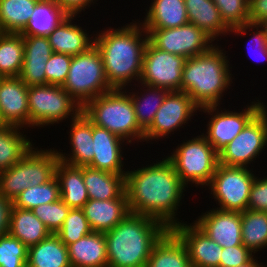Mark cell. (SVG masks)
<instances>
[{
  "label": "cell",
  "instance_id": "6da1fadb",
  "mask_svg": "<svg viewBox=\"0 0 267 267\" xmlns=\"http://www.w3.org/2000/svg\"><path fill=\"white\" fill-rule=\"evenodd\" d=\"M174 165L168 158L125 173V193L132 214L152 217L172 229L183 190Z\"/></svg>",
  "mask_w": 267,
  "mask_h": 267
},
{
  "label": "cell",
  "instance_id": "7a4b0ae2",
  "mask_svg": "<svg viewBox=\"0 0 267 267\" xmlns=\"http://www.w3.org/2000/svg\"><path fill=\"white\" fill-rule=\"evenodd\" d=\"M130 24L115 30L109 28L94 37V44L103 59L107 82L113 89H124L132 80L139 81L141 76L148 33L141 23L138 25L135 21Z\"/></svg>",
  "mask_w": 267,
  "mask_h": 267
},
{
  "label": "cell",
  "instance_id": "3957f363",
  "mask_svg": "<svg viewBox=\"0 0 267 267\" xmlns=\"http://www.w3.org/2000/svg\"><path fill=\"white\" fill-rule=\"evenodd\" d=\"M168 230L152 217L130 213L104 233L107 267H145L154 245Z\"/></svg>",
  "mask_w": 267,
  "mask_h": 267
},
{
  "label": "cell",
  "instance_id": "277c9868",
  "mask_svg": "<svg viewBox=\"0 0 267 267\" xmlns=\"http://www.w3.org/2000/svg\"><path fill=\"white\" fill-rule=\"evenodd\" d=\"M223 50L209 51L187 58L182 70L181 91L199 107L218 106L222 93L230 86L231 71Z\"/></svg>",
  "mask_w": 267,
  "mask_h": 267
},
{
  "label": "cell",
  "instance_id": "5b68a950",
  "mask_svg": "<svg viewBox=\"0 0 267 267\" xmlns=\"http://www.w3.org/2000/svg\"><path fill=\"white\" fill-rule=\"evenodd\" d=\"M122 90L111 89L88 101L82 112L92 124L106 128L128 143L132 138L144 140V131L138 125L133 102L129 94Z\"/></svg>",
  "mask_w": 267,
  "mask_h": 267
},
{
  "label": "cell",
  "instance_id": "8992f818",
  "mask_svg": "<svg viewBox=\"0 0 267 267\" xmlns=\"http://www.w3.org/2000/svg\"><path fill=\"white\" fill-rule=\"evenodd\" d=\"M80 106L113 89L107 82L103 59L95 44L72 56L66 82L62 86Z\"/></svg>",
  "mask_w": 267,
  "mask_h": 267
},
{
  "label": "cell",
  "instance_id": "52a82bcc",
  "mask_svg": "<svg viewBox=\"0 0 267 267\" xmlns=\"http://www.w3.org/2000/svg\"><path fill=\"white\" fill-rule=\"evenodd\" d=\"M167 158L174 165L175 172L185 186L189 182L197 186H207L219 164L218 152L203 135L183 142Z\"/></svg>",
  "mask_w": 267,
  "mask_h": 267
},
{
  "label": "cell",
  "instance_id": "ba28073f",
  "mask_svg": "<svg viewBox=\"0 0 267 267\" xmlns=\"http://www.w3.org/2000/svg\"><path fill=\"white\" fill-rule=\"evenodd\" d=\"M29 126L54 124L71 114V120L81 112L82 106L59 85H31L28 90ZM73 112V113H72Z\"/></svg>",
  "mask_w": 267,
  "mask_h": 267
},
{
  "label": "cell",
  "instance_id": "9c48e42d",
  "mask_svg": "<svg viewBox=\"0 0 267 267\" xmlns=\"http://www.w3.org/2000/svg\"><path fill=\"white\" fill-rule=\"evenodd\" d=\"M254 179V173L246 167L218 164L208 186L213 197L218 200L219 209L243 212L247 210Z\"/></svg>",
  "mask_w": 267,
  "mask_h": 267
},
{
  "label": "cell",
  "instance_id": "30bf717a",
  "mask_svg": "<svg viewBox=\"0 0 267 267\" xmlns=\"http://www.w3.org/2000/svg\"><path fill=\"white\" fill-rule=\"evenodd\" d=\"M267 146V110L264 107L246 127L221 150L219 164L248 167Z\"/></svg>",
  "mask_w": 267,
  "mask_h": 267
},
{
  "label": "cell",
  "instance_id": "8fae6325",
  "mask_svg": "<svg viewBox=\"0 0 267 267\" xmlns=\"http://www.w3.org/2000/svg\"><path fill=\"white\" fill-rule=\"evenodd\" d=\"M149 42L159 50L191 58L209 51L214 41L202 29L192 23L168 29H144Z\"/></svg>",
  "mask_w": 267,
  "mask_h": 267
},
{
  "label": "cell",
  "instance_id": "7c38bea8",
  "mask_svg": "<svg viewBox=\"0 0 267 267\" xmlns=\"http://www.w3.org/2000/svg\"><path fill=\"white\" fill-rule=\"evenodd\" d=\"M185 61V57L159 50L148 41L144 51L140 83L169 91H181Z\"/></svg>",
  "mask_w": 267,
  "mask_h": 267
},
{
  "label": "cell",
  "instance_id": "4fadbf2b",
  "mask_svg": "<svg viewBox=\"0 0 267 267\" xmlns=\"http://www.w3.org/2000/svg\"><path fill=\"white\" fill-rule=\"evenodd\" d=\"M217 106H206L199 110L211 115L216 112L208 121L207 134H203L208 143L219 153L230 143L246 125L265 107L263 102H252L244 112L216 111Z\"/></svg>",
  "mask_w": 267,
  "mask_h": 267
},
{
  "label": "cell",
  "instance_id": "5bb4252c",
  "mask_svg": "<svg viewBox=\"0 0 267 267\" xmlns=\"http://www.w3.org/2000/svg\"><path fill=\"white\" fill-rule=\"evenodd\" d=\"M199 107L184 91H169L157 110L151 126L144 132V140L166 137L181 127L194 115Z\"/></svg>",
  "mask_w": 267,
  "mask_h": 267
},
{
  "label": "cell",
  "instance_id": "9a60e30c",
  "mask_svg": "<svg viewBox=\"0 0 267 267\" xmlns=\"http://www.w3.org/2000/svg\"><path fill=\"white\" fill-rule=\"evenodd\" d=\"M28 90L19 77H0V125L29 127Z\"/></svg>",
  "mask_w": 267,
  "mask_h": 267
},
{
  "label": "cell",
  "instance_id": "2e32d148",
  "mask_svg": "<svg viewBox=\"0 0 267 267\" xmlns=\"http://www.w3.org/2000/svg\"><path fill=\"white\" fill-rule=\"evenodd\" d=\"M185 245L193 267H219L222 249L194 223H179L171 229Z\"/></svg>",
  "mask_w": 267,
  "mask_h": 267
},
{
  "label": "cell",
  "instance_id": "e0dca14e",
  "mask_svg": "<svg viewBox=\"0 0 267 267\" xmlns=\"http://www.w3.org/2000/svg\"><path fill=\"white\" fill-rule=\"evenodd\" d=\"M210 211L203 213L194 224L223 248L243 245L241 212L218 208Z\"/></svg>",
  "mask_w": 267,
  "mask_h": 267
},
{
  "label": "cell",
  "instance_id": "ac0fdd59",
  "mask_svg": "<svg viewBox=\"0 0 267 267\" xmlns=\"http://www.w3.org/2000/svg\"><path fill=\"white\" fill-rule=\"evenodd\" d=\"M24 59L19 78L27 85H46L45 66L54 53L47 36L23 35Z\"/></svg>",
  "mask_w": 267,
  "mask_h": 267
},
{
  "label": "cell",
  "instance_id": "d6986e66",
  "mask_svg": "<svg viewBox=\"0 0 267 267\" xmlns=\"http://www.w3.org/2000/svg\"><path fill=\"white\" fill-rule=\"evenodd\" d=\"M81 209L92 231L100 233L110 231L131 213L125 192L116 199H89Z\"/></svg>",
  "mask_w": 267,
  "mask_h": 267
},
{
  "label": "cell",
  "instance_id": "ffe728a7",
  "mask_svg": "<svg viewBox=\"0 0 267 267\" xmlns=\"http://www.w3.org/2000/svg\"><path fill=\"white\" fill-rule=\"evenodd\" d=\"M93 141L94 157L87 166L100 171L125 174L126 172L122 168V150L120 147L124 139L106 128L93 124Z\"/></svg>",
  "mask_w": 267,
  "mask_h": 267
},
{
  "label": "cell",
  "instance_id": "44dd1931",
  "mask_svg": "<svg viewBox=\"0 0 267 267\" xmlns=\"http://www.w3.org/2000/svg\"><path fill=\"white\" fill-rule=\"evenodd\" d=\"M71 155L66 157L57 152L60 161L72 166H87L94 157L93 153V124L81 112L75 119H72L70 131Z\"/></svg>",
  "mask_w": 267,
  "mask_h": 267
},
{
  "label": "cell",
  "instance_id": "7402d4cb",
  "mask_svg": "<svg viewBox=\"0 0 267 267\" xmlns=\"http://www.w3.org/2000/svg\"><path fill=\"white\" fill-rule=\"evenodd\" d=\"M75 15H67L47 36L54 53L78 55L94 45V39L71 21ZM90 40V41H89Z\"/></svg>",
  "mask_w": 267,
  "mask_h": 267
},
{
  "label": "cell",
  "instance_id": "603a6c76",
  "mask_svg": "<svg viewBox=\"0 0 267 267\" xmlns=\"http://www.w3.org/2000/svg\"><path fill=\"white\" fill-rule=\"evenodd\" d=\"M71 267H107L106 237L92 231L68 246Z\"/></svg>",
  "mask_w": 267,
  "mask_h": 267
},
{
  "label": "cell",
  "instance_id": "cb8c5ba5",
  "mask_svg": "<svg viewBox=\"0 0 267 267\" xmlns=\"http://www.w3.org/2000/svg\"><path fill=\"white\" fill-rule=\"evenodd\" d=\"M145 267H193L185 245L169 229L154 245Z\"/></svg>",
  "mask_w": 267,
  "mask_h": 267
},
{
  "label": "cell",
  "instance_id": "d4e9b609",
  "mask_svg": "<svg viewBox=\"0 0 267 267\" xmlns=\"http://www.w3.org/2000/svg\"><path fill=\"white\" fill-rule=\"evenodd\" d=\"M82 176L89 199H116L125 192V174H115L82 166Z\"/></svg>",
  "mask_w": 267,
  "mask_h": 267
},
{
  "label": "cell",
  "instance_id": "484cf974",
  "mask_svg": "<svg viewBox=\"0 0 267 267\" xmlns=\"http://www.w3.org/2000/svg\"><path fill=\"white\" fill-rule=\"evenodd\" d=\"M55 176L59 182L60 198L70 208H82L89 200L82 176V166H72L59 160Z\"/></svg>",
  "mask_w": 267,
  "mask_h": 267
},
{
  "label": "cell",
  "instance_id": "4316f807",
  "mask_svg": "<svg viewBox=\"0 0 267 267\" xmlns=\"http://www.w3.org/2000/svg\"><path fill=\"white\" fill-rule=\"evenodd\" d=\"M142 26L144 29H168L189 22L184 0H154Z\"/></svg>",
  "mask_w": 267,
  "mask_h": 267
},
{
  "label": "cell",
  "instance_id": "83f0119b",
  "mask_svg": "<svg viewBox=\"0 0 267 267\" xmlns=\"http://www.w3.org/2000/svg\"><path fill=\"white\" fill-rule=\"evenodd\" d=\"M189 23L202 29L213 40L218 35H225L230 28L220 16L213 0H184Z\"/></svg>",
  "mask_w": 267,
  "mask_h": 267
},
{
  "label": "cell",
  "instance_id": "f1b7e54d",
  "mask_svg": "<svg viewBox=\"0 0 267 267\" xmlns=\"http://www.w3.org/2000/svg\"><path fill=\"white\" fill-rule=\"evenodd\" d=\"M9 234L18 238L27 248L38 244L51 233L32 210L12 208Z\"/></svg>",
  "mask_w": 267,
  "mask_h": 267
},
{
  "label": "cell",
  "instance_id": "f546056e",
  "mask_svg": "<svg viewBox=\"0 0 267 267\" xmlns=\"http://www.w3.org/2000/svg\"><path fill=\"white\" fill-rule=\"evenodd\" d=\"M27 267H71L68 247L57 234H50L28 248Z\"/></svg>",
  "mask_w": 267,
  "mask_h": 267
},
{
  "label": "cell",
  "instance_id": "4dcf8cb0",
  "mask_svg": "<svg viewBox=\"0 0 267 267\" xmlns=\"http://www.w3.org/2000/svg\"><path fill=\"white\" fill-rule=\"evenodd\" d=\"M24 156V171L27 187L37 186L50 181L55 176L59 162L57 151L33 150Z\"/></svg>",
  "mask_w": 267,
  "mask_h": 267
},
{
  "label": "cell",
  "instance_id": "1f68e13d",
  "mask_svg": "<svg viewBox=\"0 0 267 267\" xmlns=\"http://www.w3.org/2000/svg\"><path fill=\"white\" fill-rule=\"evenodd\" d=\"M39 0H0V33L21 34Z\"/></svg>",
  "mask_w": 267,
  "mask_h": 267
},
{
  "label": "cell",
  "instance_id": "d6a6232c",
  "mask_svg": "<svg viewBox=\"0 0 267 267\" xmlns=\"http://www.w3.org/2000/svg\"><path fill=\"white\" fill-rule=\"evenodd\" d=\"M19 128L0 125V171L18 163L32 149V143L23 137Z\"/></svg>",
  "mask_w": 267,
  "mask_h": 267
},
{
  "label": "cell",
  "instance_id": "836d02e7",
  "mask_svg": "<svg viewBox=\"0 0 267 267\" xmlns=\"http://www.w3.org/2000/svg\"><path fill=\"white\" fill-rule=\"evenodd\" d=\"M67 16L54 0H39L22 35L48 36Z\"/></svg>",
  "mask_w": 267,
  "mask_h": 267
},
{
  "label": "cell",
  "instance_id": "e575fe53",
  "mask_svg": "<svg viewBox=\"0 0 267 267\" xmlns=\"http://www.w3.org/2000/svg\"><path fill=\"white\" fill-rule=\"evenodd\" d=\"M23 59V35L0 33V77H19Z\"/></svg>",
  "mask_w": 267,
  "mask_h": 267
},
{
  "label": "cell",
  "instance_id": "d590c367",
  "mask_svg": "<svg viewBox=\"0 0 267 267\" xmlns=\"http://www.w3.org/2000/svg\"><path fill=\"white\" fill-rule=\"evenodd\" d=\"M243 245L252 253L267 246V212L247 209L241 212Z\"/></svg>",
  "mask_w": 267,
  "mask_h": 267
},
{
  "label": "cell",
  "instance_id": "8d00e7d4",
  "mask_svg": "<svg viewBox=\"0 0 267 267\" xmlns=\"http://www.w3.org/2000/svg\"><path fill=\"white\" fill-rule=\"evenodd\" d=\"M144 86L147 88V94L144 92V94H142L143 96L140 97L138 94L135 95V93H129V96L133 102L138 125L145 132L153 123L156 112L163 104L169 90L150 85Z\"/></svg>",
  "mask_w": 267,
  "mask_h": 267
},
{
  "label": "cell",
  "instance_id": "74e56055",
  "mask_svg": "<svg viewBox=\"0 0 267 267\" xmlns=\"http://www.w3.org/2000/svg\"><path fill=\"white\" fill-rule=\"evenodd\" d=\"M58 199H60L59 182L54 176L44 184L25 188L12 202L14 207L32 210L38 205L55 202Z\"/></svg>",
  "mask_w": 267,
  "mask_h": 267
},
{
  "label": "cell",
  "instance_id": "f35d334b",
  "mask_svg": "<svg viewBox=\"0 0 267 267\" xmlns=\"http://www.w3.org/2000/svg\"><path fill=\"white\" fill-rule=\"evenodd\" d=\"M91 232L92 229L83 210L80 208H71L61 229L56 234L68 247Z\"/></svg>",
  "mask_w": 267,
  "mask_h": 267
},
{
  "label": "cell",
  "instance_id": "ab89813d",
  "mask_svg": "<svg viewBox=\"0 0 267 267\" xmlns=\"http://www.w3.org/2000/svg\"><path fill=\"white\" fill-rule=\"evenodd\" d=\"M28 248L9 233L0 236V265L27 267Z\"/></svg>",
  "mask_w": 267,
  "mask_h": 267
},
{
  "label": "cell",
  "instance_id": "60d3db41",
  "mask_svg": "<svg viewBox=\"0 0 267 267\" xmlns=\"http://www.w3.org/2000/svg\"><path fill=\"white\" fill-rule=\"evenodd\" d=\"M27 188L24 157L10 168L0 171V194L13 201Z\"/></svg>",
  "mask_w": 267,
  "mask_h": 267
},
{
  "label": "cell",
  "instance_id": "b9f144b4",
  "mask_svg": "<svg viewBox=\"0 0 267 267\" xmlns=\"http://www.w3.org/2000/svg\"><path fill=\"white\" fill-rule=\"evenodd\" d=\"M70 209L60 198L55 202L38 205L32 211L51 234H56L61 229Z\"/></svg>",
  "mask_w": 267,
  "mask_h": 267
},
{
  "label": "cell",
  "instance_id": "7bdbcfd3",
  "mask_svg": "<svg viewBox=\"0 0 267 267\" xmlns=\"http://www.w3.org/2000/svg\"><path fill=\"white\" fill-rule=\"evenodd\" d=\"M224 23L231 29L249 23V0H213Z\"/></svg>",
  "mask_w": 267,
  "mask_h": 267
},
{
  "label": "cell",
  "instance_id": "ee69618b",
  "mask_svg": "<svg viewBox=\"0 0 267 267\" xmlns=\"http://www.w3.org/2000/svg\"><path fill=\"white\" fill-rule=\"evenodd\" d=\"M72 56L53 53L45 66L46 84L63 86L66 82Z\"/></svg>",
  "mask_w": 267,
  "mask_h": 267
},
{
  "label": "cell",
  "instance_id": "f6af8a7d",
  "mask_svg": "<svg viewBox=\"0 0 267 267\" xmlns=\"http://www.w3.org/2000/svg\"><path fill=\"white\" fill-rule=\"evenodd\" d=\"M254 255L244 245L222 249L219 267H237L248 263Z\"/></svg>",
  "mask_w": 267,
  "mask_h": 267
},
{
  "label": "cell",
  "instance_id": "bcb514c9",
  "mask_svg": "<svg viewBox=\"0 0 267 267\" xmlns=\"http://www.w3.org/2000/svg\"><path fill=\"white\" fill-rule=\"evenodd\" d=\"M247 209L267 212V177L262 180L255 177Z\"/></svg>",
  "mask_w": 267,
  "mask_h": 267
},
{
  "label": "cell",
  "instance_id": "7dc6e473",
  "mask_svg": "<svg viewBox=\"0 0 267 267\" xmlns=\"http://www.w3.org/2000/svg\"><path fill=\"white\" fill-rule=\"evenodd\" d=\"M247 28L248 29H250V28L251 29H253V28L257 29V32H255V31L253 32L254 34H253V37H251L250 41L252 40L251 42H254V46L256 45L255 50L257 49L256 51L259 52L256 55L265 60L267 58V37H266V34L262 28H261V30L258 29V28H260V26L258 24L247 23L244 25L236 26V27L231 28L230 32H233L234 34L235 33H239V34L245 33L246 34V32H247L246 30H248ZM250 46H251V44H250ZM254 60H256V59H254Z\"/></svg>",
  "mask_w": 267,
  "mask_h": 267
},
{
  "label": "cell",
  "instance_id": "c3c4849f",
  "mask_svg": "<svg viewBox=\"0 0 267 267\" xmlns=\"http://www.w3.org/2000/svg\"><path fill=\"white\" fill-rule=\"evenodd\" d=\"M265 18H267V0H249V23L258 24Z\"/></svg>",
  "mask_w": 267,
  "mask_h": 267
},
{
  "label": "cell",
  "instance_id": "681fc988",
  "mask_svg": "<svg viewBox=\"0 0 267 267\" xmlns=\"http://www.w3.org/2000/svg\"><path fill=\"white\" fill-rule=\"evenodd\" d=\"M13 202L0 194V236L9 233Z\"/></svg>",
  "mask_w": 267,
  "mask_h": 267
},
{
  "label": "cell",
  "instance_id": "f907efd6",
  "mask_svg": "<svg viewBox=\"0 0 267 267\" xmlns=\"http://www.w3.org/2000/svg\"><path fill=\"white\" fill-rule=\"evenodd\" d=\"M67 15H77L90 6L93 0H54ZM90 4V5H89Z\"/></svg>",
  "mask_w": 267,
  "mask_h": 267
},
{
  "label": "cell",
  "instance_id": "816d5d0a",
  "mask_svg": "<svg viewBox=\"0 0 267 267\" xmlns=\"http://www.w3.org/2000/svg\"><path fill=\"white\" fill-rule=\"evenodd\" d=\"M254 258L255 257H253L248 263L241 265V266H237V267H264V266L260 265V263L258 264L257 263L258 261Z\"/></svg>",
  "mask_w": 267,
  "mask_h": 267
},
{
  "label": "cell",
  "instance_id": "f5cc1de1",
  "mask_svg": "<svg viewBox=\"0 0 267 267\" xmlns=\"http://www.w3.org/2000/svg\"><path fill=\"white\" fill-rule=\"evenodd\" d=\"M260 28H262L266 34L267 37V18L263 19L261 22L258 23Z\"/></svg>",
  "mask_w": 267,
  "mask_h": 267
}]
</instances>
